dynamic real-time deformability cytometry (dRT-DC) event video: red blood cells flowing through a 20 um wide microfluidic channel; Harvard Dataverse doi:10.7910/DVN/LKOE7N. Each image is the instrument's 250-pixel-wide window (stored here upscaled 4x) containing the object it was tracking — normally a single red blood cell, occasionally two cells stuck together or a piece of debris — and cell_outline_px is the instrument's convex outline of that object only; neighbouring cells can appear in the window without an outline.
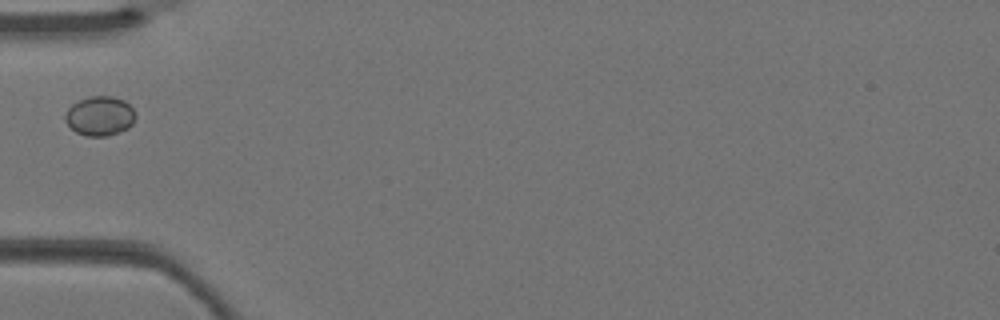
{"species": "Egyptian fruit bat (a non-hibernating species)", "species_latin": "Rousettus aegyptiacus", "temperature_condition": "warm", "stored_images_in_passage": 1, "camera_frame_rate_fps": 3000, "um_per_image_px": 0.085, "animal": {"sex": "female"}, "frame": {"image": 1, "passage_image": 1, "time_ms": 0.0, "image_size_px": [1000, 320], "cell_outline_px": [[136, 116], [132, 124], [128, 128], [120, 132], [108, 136], [88, 136], [76, 132], [64, 120], [64, 116], [68, 108], [72, 104], [88, 96], [112, 96], [124, 100], [136, 112]], "centroid_in_image_um": [8.5, 9.85], "position_along_channel_um": 76.5, "area_um2": 16.24}}